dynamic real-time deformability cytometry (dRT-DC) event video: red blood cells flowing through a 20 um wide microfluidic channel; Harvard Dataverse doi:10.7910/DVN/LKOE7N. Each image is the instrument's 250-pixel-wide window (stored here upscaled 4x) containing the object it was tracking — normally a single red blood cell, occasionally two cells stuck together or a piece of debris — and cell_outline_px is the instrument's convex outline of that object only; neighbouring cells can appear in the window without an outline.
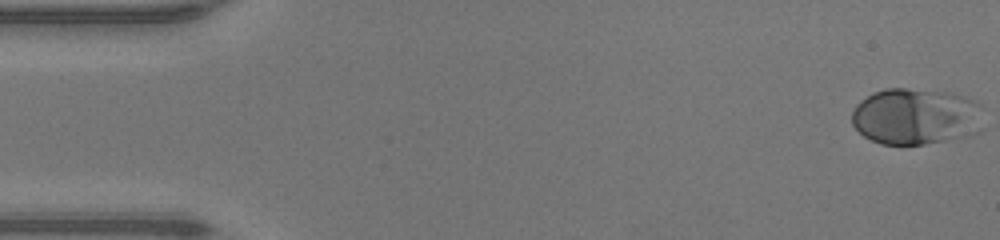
{"species": "human", "species_latin": "Homo sapiens", "temperature_condition": "warm", "stored_images_in_passage": 48, "camera_frame_rate_fps": 3000, "um_per_image_px": 0.085, "donor": {"sex": "male"}, "frame": {"image": 1, "passage_image": 1, "time_ms": 0.0, "image_size_px": [1000, 240], "cell_outline_px": [[984, 128], [980, 132], [968, 136], [924, 144], [880, 144], [864, 136], [852, 124], [852, 112], [856, 104], [860, 100], [872, 92], [884, 88], [904, 88], [948, 92], [968, 96], [976, 100], [980, 104]], "centroid_in_image_um": [77.89, 9.89], "position_along_channel_um": 7.1, "area_um2": 44.04}}
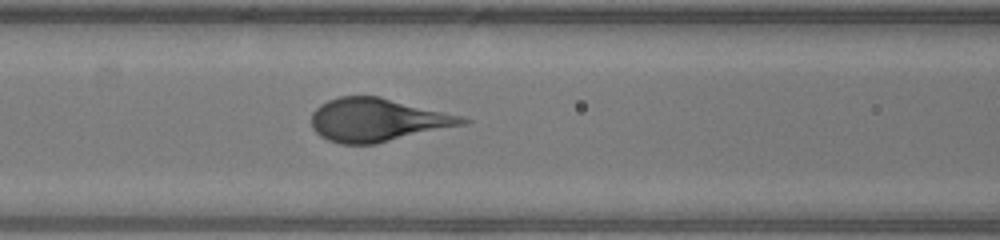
{"frame": {"image": 2, "passage_image": 20, "time_ms": 6.333, "image_size_px": [1000, 240], "cell_outline_px": [[472, 120], [468, 124], [376, 144], [340, 144], [328, 140], [320, 136], [312, 128], [312, 112], [320, 104], [328, 100], [340, 96], [380, 96], [464, 116]], "centroid_in_image_um": [32.12, 10.2], "position_along_channel_um": 134.5, "area_um2": 38.44}}
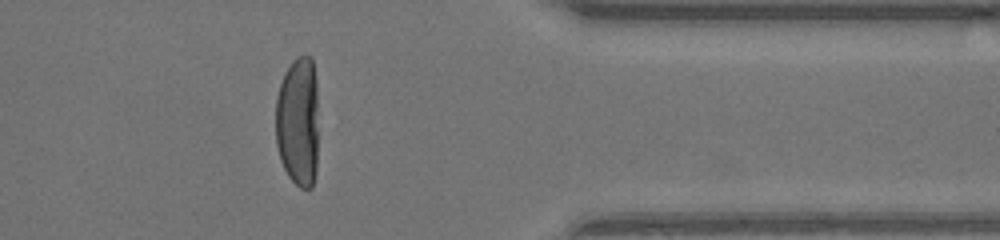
{"frame": {"image": 3, "passage_image": 39, "time_ms": 12.667, "image_size_px": [1000, 240], "cell_outline_px": [[316, 172], [312, 188], [300, 188], [288, 176], [280, 160], [276, 144], [276, 96], [284, 72], [292, 60], [300, 56], [312, 56], [316, 80]], "centroid_in_image_um": [25.31, 10.33], "position_along_channel_um": 386.1, "area_um2": 32.54}}